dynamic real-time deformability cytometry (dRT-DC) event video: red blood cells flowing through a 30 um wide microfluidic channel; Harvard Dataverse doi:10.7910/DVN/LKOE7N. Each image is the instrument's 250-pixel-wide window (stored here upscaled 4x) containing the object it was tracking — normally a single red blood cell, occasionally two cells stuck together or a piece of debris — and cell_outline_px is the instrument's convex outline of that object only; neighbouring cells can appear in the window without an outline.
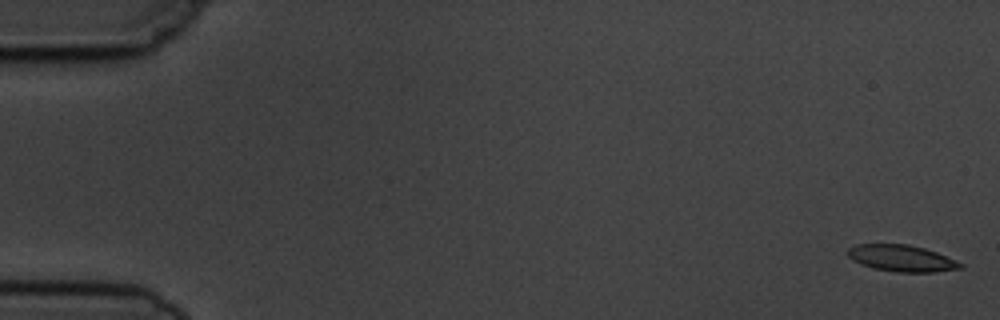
{"species": "common noctule bat (a hibernating species)", "species_latin": "Nyctalus noctula", "temperature_condition": "cold", "stored_images_in_passage": 9, "camera_frame_rate_fps": 3000, "um_per_image_px": 0.085, "animal": {"sex": "male", "body_mass_g": 19.5, "forearm_length_mm": 54.6}, "frame": {"image": 1, "passage_image": 1, "time_ms": 0.0, "image_size_px": [1000, 320], "cell_outline_px": [[964, 268], [936, 272], [896, 272], [872, 268], [860, 264], [852, 260], [848, 256], [848, 248], [856, 244], [908, 244], [924, 248], [936, 252], [964, 264]], "centroid_in_image_um": [76.63, 21.96], "position_along_channel_um": 8.4, "area_um2": 17.51}}
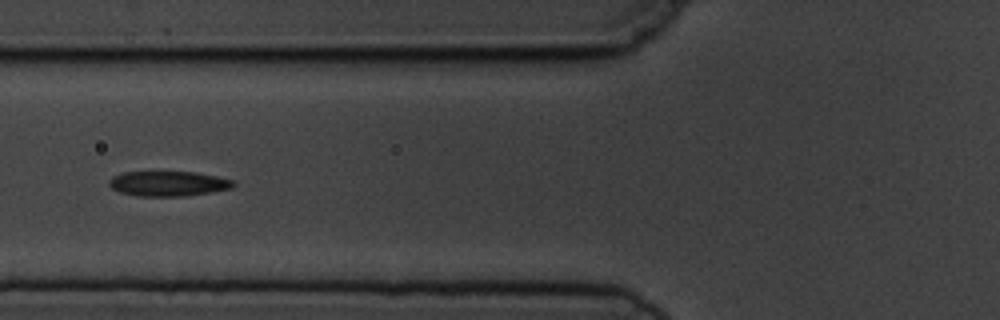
{"frame": {"image": 2, "passage_image": 6, "time_ms": 6.667, "image_size_px": [1000, 320], "cell_outline_px": [[236, 184], [232, 188], [212, 192], [188, 196], [136, 196], [120, 192], [112, 188], [108, 184], [108, 180], [112, 176], [124, 172], [196, 172], [216, 176], [232, 180]], "centroid_in_image_um": [14.29, 15.61], "position_along_channel_um": 111.5, "area_um2": 18.21}}
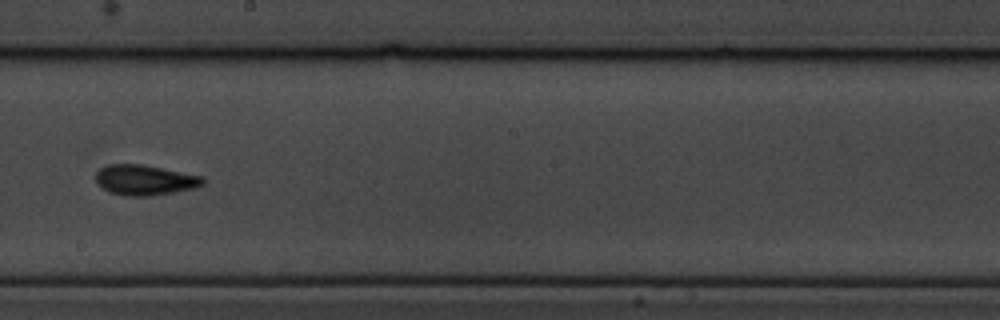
{"frame": {"image": 3, "passage_image": 9, "time_ms": 10.0, "image_size_px": [1000, 320], "cell_outline_px": [[204, 184], [196, 188], [152, 196], [124, 196], [108, 192], [100, 188], [96, 184], [96, 172], [100, 168], [108, 164], [140, 164], [204, 176]], "centroid_in_image_um": [12.28, 15.31], "position_along_channel_um": 235.9, "area_um2": 19.19}}